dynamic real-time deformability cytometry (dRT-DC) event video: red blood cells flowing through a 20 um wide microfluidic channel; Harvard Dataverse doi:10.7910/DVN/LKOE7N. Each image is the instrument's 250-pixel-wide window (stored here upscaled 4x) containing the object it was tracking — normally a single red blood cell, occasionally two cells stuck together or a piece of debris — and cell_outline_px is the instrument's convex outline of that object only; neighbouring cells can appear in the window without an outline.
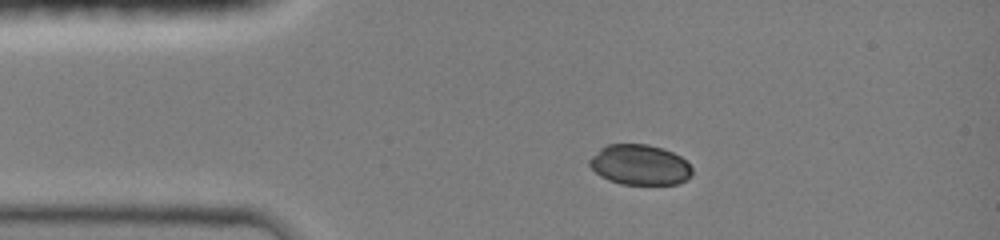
{"species": "common noctule bat (a hibernating species)", "species_latin": "Nyctalus noctula", "temperature_condition": "room temperature", "stored_images_in_passage": 29, "camera_frame_rate_fps": 3000, "um_per_image_px": 0.085, "animal": {"sex": "female", "body_mass_g": 19.0, "forearm_length_mm": 51.5}, "frame": {"image": 1, "passage_image": 1, "time_ms": 0.0, "image_size_px": [1000, 240], "cell_outline_px": [[692, 172], [684, 180], [676, 184], [620, 184], [608, 180], [600, 176], [588, 164], [588, 160], [600, 148], [608, 144], [648, 144], [672, 152], [680, 156], [692, 168]], "centroid_in_image_um": [54.34, 14.0], "position_along_channel_um": 30.7, "area_um2": 23.93}}
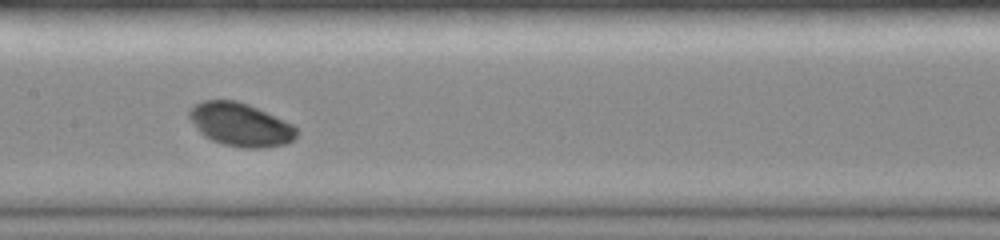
{"frame": {"image": 2, "passage_image": 12, "time_ms": 4.667, "image_size_px": [1000, 240], "cell_outline_px": [[296, 136], [288, 144], [264, 148], [248, 148], [224, 144], [212, 140], [204, 136], [196, 128], [188, 116], [188, 112], [196, 104], [204, 100], [236, 100], [248, 104], [284, 120], [292, 124], [296, 128]], "centroid_in_image_um": [20.43, 10.59], "position_along_channel_um": 187.0, "area_um2": 26.88}}
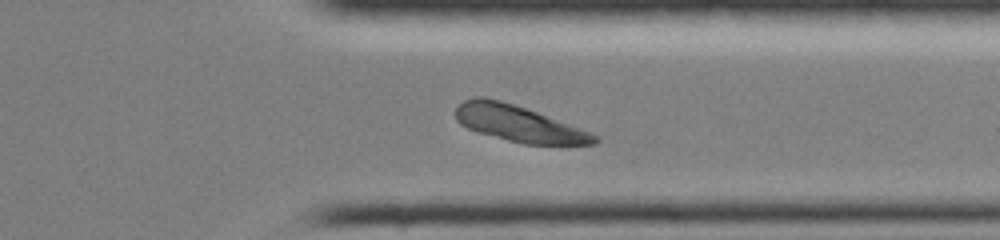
{"frame": {"image": 3, "passage_image": 22, "time_ms": 9.0, "image_size_px": [1000, 240], "cell_outline_px": [[600, 140], [596, 144], [524, 144], [476, 132], [460, 124], [456, 120], [456, 108], [464, 100], [476, 96], [484, 96], [500, 100], [536, 112], [568, 124], [588, 132], [596, 136]], "centroid_in_image_um": [44.01, 10.5], "position_along_channel_um": 367.4, "area_um2": 28.73}, "authors_computed_cell_mechanics": {"area_um2": 27.5128, "velocity_mm_per_s": 4.1485, "shape_relaxation_time_tau1_ms": 0.8479, "shape_relaxation_time_tau2_ms": null, "deformation_change_tau1": 0.0547, "deformation_change_tau2": null}}